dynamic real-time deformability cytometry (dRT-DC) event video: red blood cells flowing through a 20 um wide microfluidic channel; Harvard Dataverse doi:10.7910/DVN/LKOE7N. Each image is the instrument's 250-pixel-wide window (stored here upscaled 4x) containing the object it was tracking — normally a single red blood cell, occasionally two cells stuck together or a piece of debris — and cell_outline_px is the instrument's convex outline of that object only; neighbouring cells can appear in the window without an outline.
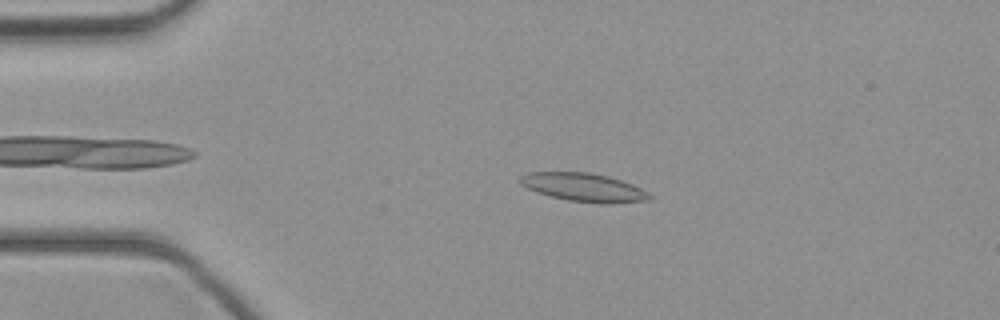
{"species": "common noctule bat (a hibernating species)", "species_latin": "Nyctalus noctula", "temperature_condition": "cold", "stored_images_in_passage": 43, "camera_frame_rate_fps": 3000, "um_per_image_px": 0.085, "animal": {"sex": "female", "body_mass_g": 21.9}, "frame": {"image": 1, "passage_image": 9, "time_ms": 2.667, "image_size_px": [1000, 320], "cell_outline_px": [[652, 196], [648, 200], [608, 204], [600, 204], [568, 200], [536, 192], [520, 184], [520, 176], [528, 172], [588, 172], [608, 176], [632, 184], [648, 192]], "centroid_in_image_um": [49.62, 15.93], "position_along_channel_um": 35.4, "area_um2": 21.33}}
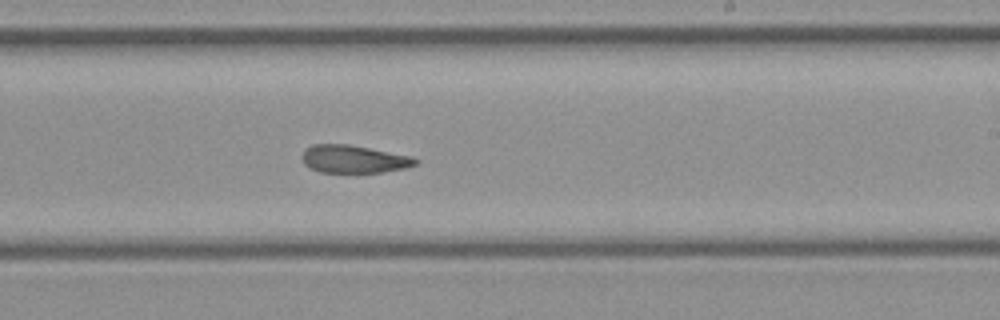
{"frame": {"image": 2, "passage_image": 26, "time_ms": 8.333, "image_size_px": [1000, 320], "cell_outline_px": [[420, 160], [416, 164], [404, 168], [384, 172], [320, 172], [304, 164], [300, 156], [304, 148], [312, 144], [348, 144], [412, 156]], "centroid_in_image_um": [30.04, 13.51], "position_along_channel_um": 259.0, "area_um2": 18.44}}
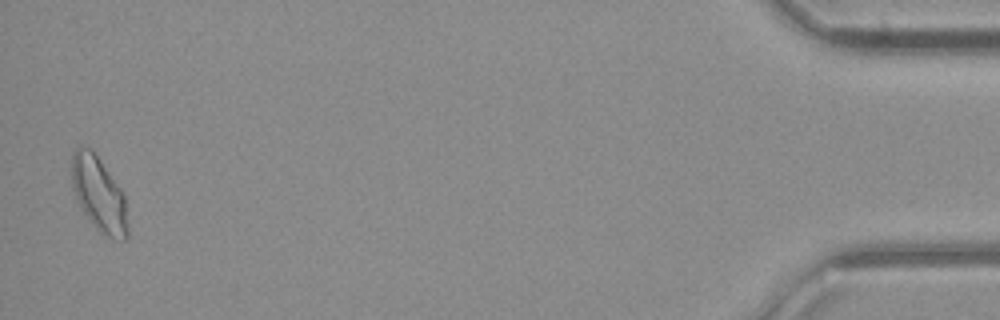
{"frame": {"image": 3, "passage_image": 43, "time_ms": 14.0, "image_size_px": [1000, 320], "cell_outline_px": [[128, 236], [124, 240], [120, 240], [108, 236], [100, 232], [96, 228], [84, 212], [72, 188], [72, 152], [80, 144], [92, 148], [120, 188], [124, 196], [128, 228]], "centroid_in_image_um": [8.4, 16.46], "position_along_channel_um": 426.8, "area_um2": 24.16}}